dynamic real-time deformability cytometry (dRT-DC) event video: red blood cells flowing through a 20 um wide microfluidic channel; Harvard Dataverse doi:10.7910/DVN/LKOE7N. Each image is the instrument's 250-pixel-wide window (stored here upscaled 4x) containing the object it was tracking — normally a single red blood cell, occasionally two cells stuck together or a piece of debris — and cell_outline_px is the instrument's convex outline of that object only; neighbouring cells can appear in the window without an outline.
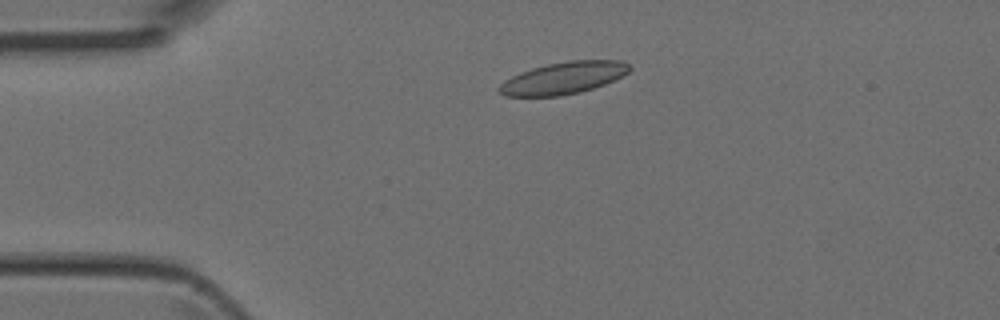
{"species": "Egyptian fruit bat (a non-hibernating species)", "species_latin": "Rousettus aegyptiacus", "temperature_condition": "room temperature", "stored_images_in_passage": 3, "camera_frame_rate_fps": 3000, "um_per_image_px": 0.085, "animal": {"sex": "female"}, "frame": {"image": 1, "passage_image": 2, "time_ms": 0.333, "image_size_px": [1000, 320], "cell_outline_px": [[632, 68], [628, 72], [604, 84], [580, 92], [560, 96], [504, 96], [496, 88], [504, 80], [520, 72], [532, 68], [548, 64], [568, 60], [620, 60], [628, 64]], "centroid_in_image_um": [47.86, 6.63], "position_along_channel_um": 37.1, "area_um2": 24.22}}